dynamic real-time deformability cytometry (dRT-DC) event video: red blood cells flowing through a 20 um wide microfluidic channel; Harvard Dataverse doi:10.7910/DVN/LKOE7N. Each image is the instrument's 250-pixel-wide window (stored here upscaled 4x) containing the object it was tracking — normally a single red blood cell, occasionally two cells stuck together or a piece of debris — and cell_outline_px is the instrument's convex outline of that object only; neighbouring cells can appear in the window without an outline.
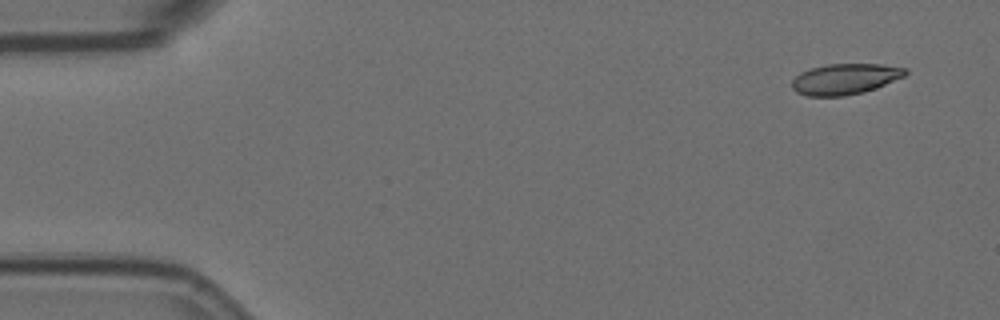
{"species": "Egyptian fruit bat (a non-hibernating species)", "species_latin": "Rousettus aegyptiacus", "temperature_condition": "room temperature", "stored_images_in_passage": 4, "camera_frame_rate_fps": 3000, "um_per_image_px": 0.085, "animal": {"sex": "female"}, "frame": {"image": 1, "passage_image": 1, "time_ms": 0.0, "image_size_px": [1000, 320], "cell_outline_px": [[908, 72], [904, 76], [876, 88], [864, 92], [844, 96], [808, 96], [796, 92], [792, 88], [792, 80], [800, 72], [812, 68], [828, 64], [880, 64], [908, 68]], "centroid_in_image_um": [71.83, 6.72], "position_along_channel_um": 13.2, "area_um2": 20.35}}
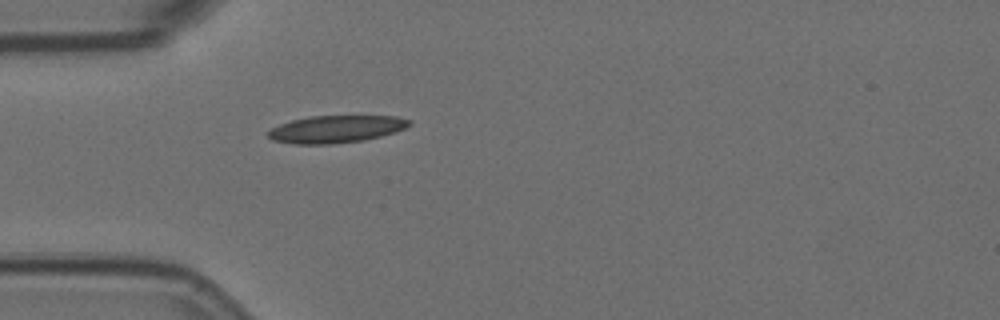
{"frame": {"image": 2, "passage_image": 4, "time_ms": 1.0, "image_size_px": [1000, 320], "cell_outline_px": [[412, 124], [396, 132], [364, 140], [332, 144], [292, 144], [272, 140], [268, 136], [268, 132], [272, 128], [280, 124], [292, 120], [312, 116], [396, 116], [412, 120]], "centroid_in_image_um": [28.58, 10.97], "position_along_channel_um": 56.4, "area_um2": 22.48}}